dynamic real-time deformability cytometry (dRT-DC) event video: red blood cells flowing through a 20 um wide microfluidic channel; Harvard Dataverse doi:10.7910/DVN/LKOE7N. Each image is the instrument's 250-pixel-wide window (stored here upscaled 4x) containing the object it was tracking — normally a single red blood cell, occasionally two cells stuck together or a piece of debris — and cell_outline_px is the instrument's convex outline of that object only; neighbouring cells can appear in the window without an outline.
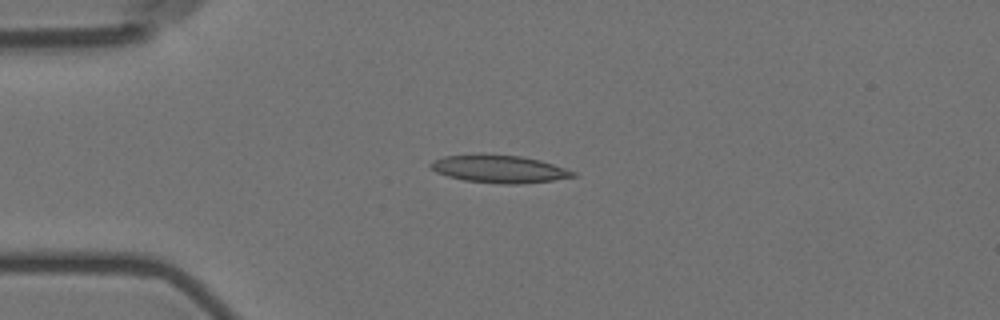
{"species": "Egyptian fruit bat (a non-hibernating species)", "species_latin": "Rousettus aegyptiacus", "temperature_condition": "room temperature", "stored_images_in_passage": 5, "camera_frame_rate_fps": 3000, "um_per_image_px": 0.085, "animal": {"sex": "female"}, "frame": {"image": 1, "passage_image": 4, "time_ms": 3.667, "image_size_px": [1000, 320], "cell_outline_px": [[576, 176], [552, 180], [516, 184], [500, 184], [464, 180], [448, 176], [436, 172], [428, 164], [444, 156], [480, 152], [484, 152], [520, 156], [540, 160], [576, 172]], "centroid_in_image_um": [42.39, 14.33], "position_along_channel_um": 42.6, "area_um2": 23.18}}